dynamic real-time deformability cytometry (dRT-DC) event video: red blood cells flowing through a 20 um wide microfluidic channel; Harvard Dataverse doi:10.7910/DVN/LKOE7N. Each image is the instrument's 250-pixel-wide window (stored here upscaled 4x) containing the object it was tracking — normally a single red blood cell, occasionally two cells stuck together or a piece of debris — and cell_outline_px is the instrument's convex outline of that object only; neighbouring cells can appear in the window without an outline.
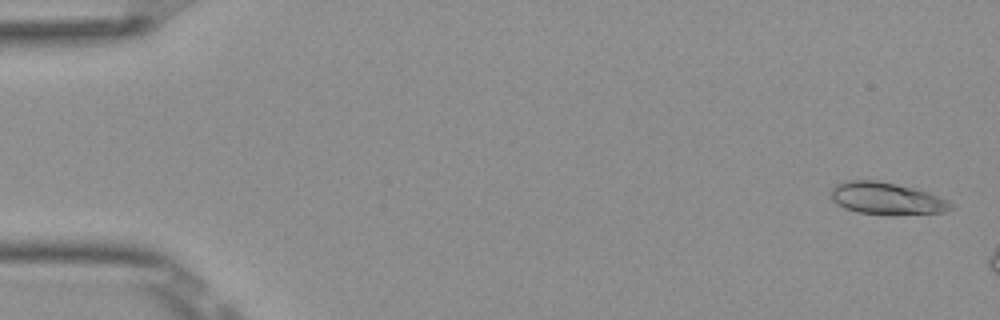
{"species": "Egyptian fruit bat (a non-hibernating species)", "species_latin": "Rousettus aegyptiacus", "temperature_condition": "room temperature", "stored_images_in_passage": 9, "camera_frame_rate_fps": 3000, "um_per_image_px": 0.085, "frame": {"image": 1, "passage_image": 2, "time_ms": 0.333, "image_size_px": [1000, 320], "cell_outline_px": [[956, 208], [944, 212], [892, 216], [856, 212], [844, 208], [836, 204], [832, 200], [832, 188], [836, 184], [844, 180], [876, 180], [896, 184], [928, 192], [948, 200], [956, 204]], "centroid_in_image_um": [75.4, 16.9], "position_along_channel_um": 9.6, "area_um2": 22.95}}